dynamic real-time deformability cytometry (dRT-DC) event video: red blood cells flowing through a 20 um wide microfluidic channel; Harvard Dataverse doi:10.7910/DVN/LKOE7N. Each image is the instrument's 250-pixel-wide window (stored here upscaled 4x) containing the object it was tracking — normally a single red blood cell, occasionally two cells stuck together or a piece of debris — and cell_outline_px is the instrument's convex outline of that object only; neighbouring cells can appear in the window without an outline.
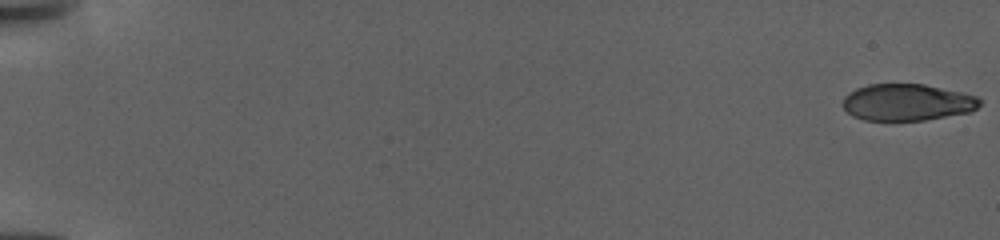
{"species": "human", "species_latin": "Homo sapiens", "temperature_condition": "warm", "stored_images_in_passage": 138, "camera_frame_rate_fps": 3000, "um_per_image_px": 0.085, "donor": {"sex": "female"}, "frame": {"image": 1, "passage_image": 1, "time_ms": 0.0, "image_size_px": [1000, 240], "cell_outline_px": [[980, 104], [972, 112], [924, 120], [864, 120], [852, 116], [840, 104], [844, 96], [848, 92], [856, 88], [868, 84], [924, 84], [980, 96]], "centroid_in_image_um": [77.09, 8.69], "position_along_channel_um": 7.9, "area_um2": 29.59}}
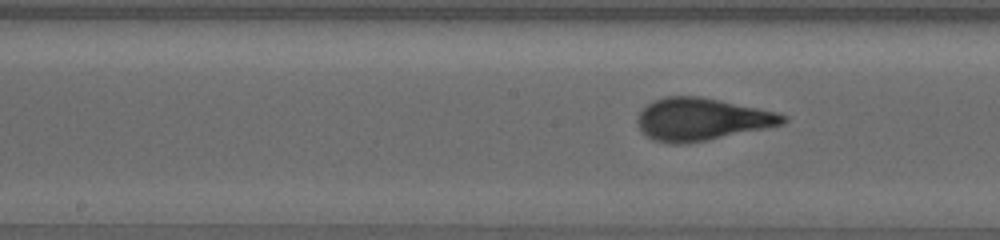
{"frame": {"image": 2, "passage_image": 75, "time_ms": 24.667, "image_size_px": [1000, 240], "cell_outline_px": [[788, 120], [784, 124], [708, 140], [684, 144], [668, 144], [652, 140], [644, 136], [636, 124], [636, 116], [640, 108], [652, 100], [664, 96], [700, 96], [720, 100], [776, 112], [788, 116]], "centroid_in_image_um": [59.55, 10.14], "position_along_channel_um": 188.6, "area_um2": 36.53}}
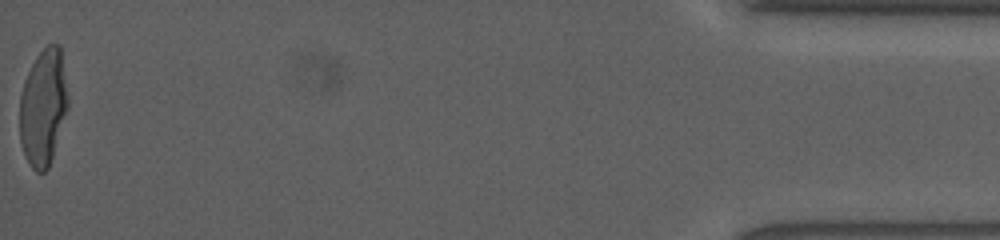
{"frame": {"image": 3, "passage_image": 138, "time_ms": 45.667, "image_size_px": [1000, 240], "cell_outline_px": [[68, 108], [48, 168], [44, 172], [36, 172], [32, 168], [24, 152], [20, 140], [20, 96], [24, 80], [36, 56], [48, 44], [60, 44], [68, 96]], "centroid_in_image_um": [3.67, 9.09], "position_along_channel_um": 431.5, "area_um2": 32.54}}